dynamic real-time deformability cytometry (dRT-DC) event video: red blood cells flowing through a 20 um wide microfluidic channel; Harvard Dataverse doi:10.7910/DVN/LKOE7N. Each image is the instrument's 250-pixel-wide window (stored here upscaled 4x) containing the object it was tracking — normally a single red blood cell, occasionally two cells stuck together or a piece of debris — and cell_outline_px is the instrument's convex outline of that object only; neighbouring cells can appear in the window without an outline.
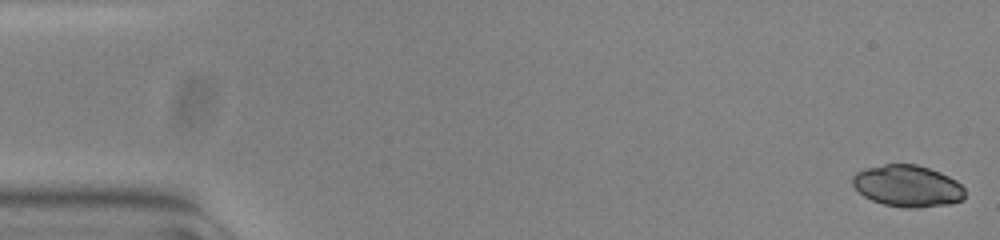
{"species": "common noctule bat (a hibernating species)", "species_latin": "Nyctalus noctula", "temperature_condition": "warm", "stored_images_in_passage": 54, "camera_frame_rate_fps": 3000, "um_per_image_px": 0.085, "animal": {"sex": "female", "body_mass_g": 23.0, "forearm_length_mm": 53.4}, "frame": {"image": 1, "passage_image": 1, "time_ms": 0.0, "image_size_px": [1000, 240], "cell_outline_px": [[964, 200], [948, 204], [920, 208], [904, 208], [884, 204], [872, 200], [864, 196], [852, 184], [852, 176], [856, 172], [864, 168], [884, 164], [916, 164], [940, 172], [956, 180], [964, 188]], "centroid_in_image_um": [77.14, 15.81], "position_along_channel_um": 7.9, "area_um2": 27.4}}
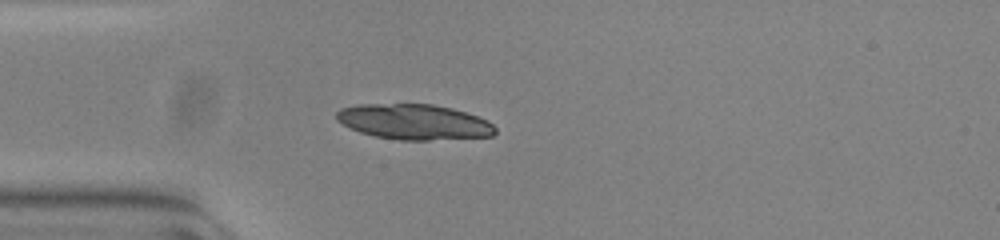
{"frame": {"image": 2, "passage_image": 15, "time_ms": 4.667, "image_size_px": [1000, 240], "cell_outline_px": [[496, 132], [492, 136], [428, 140], [400, 140], [376, 136], [360, 132], [336, 120], [336, 112], [340, 108], [356, 104], [432, 104], [452, 108], [488, 120], [496, 128]], "centroid_in_image_um": [35.19, 10.35], "position_along_channel_um": 49.8, "area_um2": 32.6}}
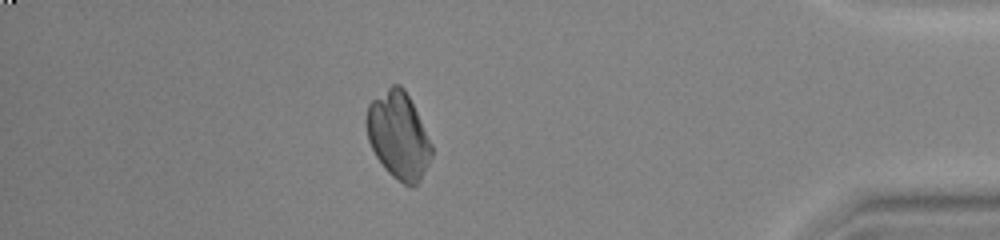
{"frame": {"image": 3, "passage_image": 47, "time_ms": 15.333, "image_size_px": [1000, 240], "cell_outline_px": [[432, 156], [420, 180], [416, 184], [404, 184], [392, 176], [384, 168], [376, 156], [368, 140], [364, 120], [368, 104], [372, 100], [392, 84], [400, 84], [404, 88], [432, 144]], "centroid_in_image_um": [33.83, 11.5], "position_along_channel_um": 401.4, "area_um2": 32.71}}